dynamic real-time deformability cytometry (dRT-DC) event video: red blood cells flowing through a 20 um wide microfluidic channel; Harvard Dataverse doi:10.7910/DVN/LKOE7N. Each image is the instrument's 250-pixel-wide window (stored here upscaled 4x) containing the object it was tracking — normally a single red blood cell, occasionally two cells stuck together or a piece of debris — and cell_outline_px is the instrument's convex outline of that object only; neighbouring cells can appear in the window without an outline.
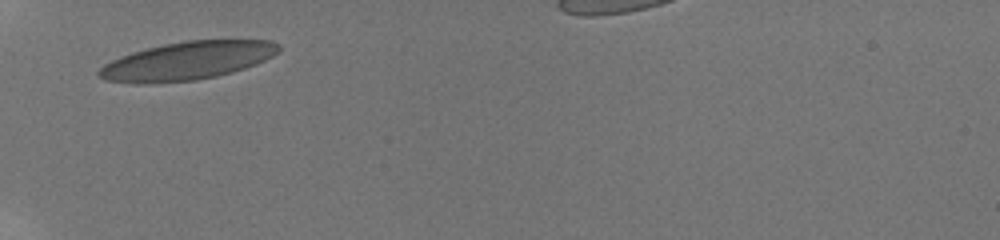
{"species": "human", "species_latin": "Homo sapiens", "temperature_condition": "room temperature", "stored_images_in_passage": 29, "camera_frame_rate_fps": 3000, "um_per_image_px": 0.085, "donor": {"sex": "male"}, "frame": {"image": 1, "passage_image": 1, "time_ms": 0.0, "image_size_px": [1000, 240], "cell_outline_px": [[280, 52], [256, 64], [232, 72], [216, 76], [196, 80], [152, 84], [136, 84], [104, 80], [96, 76], [96, 72], [104, 64], [120, 56], [132, 52], [164, 44], [188, 40], [272, 40], [280, 44]], "centroid_in_image_um": [15.89, 5.18], "position_along_channel_um": 69.1, "area_um2": 40.29}}
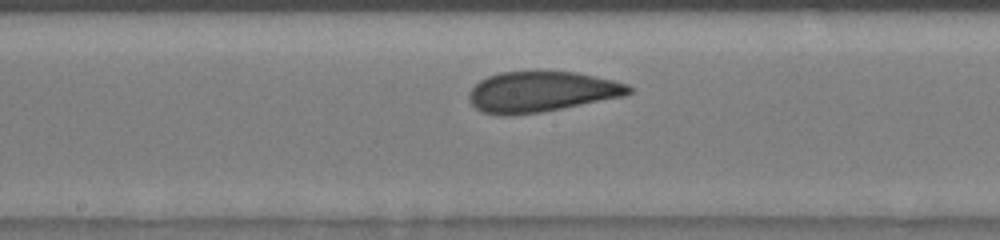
{"frame": {"image": 2, "passage_image": 12, "time_ms": 3.667, "image_size_px": [1000, 240], "cell_outline_px": [[632, 92], [624, 96], [540, 112], [508, 116], [500, 116], [480, 112], [468, 100], [468, 92], [480, 80], [488, 76], [500, 72], [576, 72], [612, 80], [628, 84], [632, 88]], "centroid_in_image_um": [45.97, 7.81], "position_along_channel_um": 202.2, "area_um2": 37.63}}
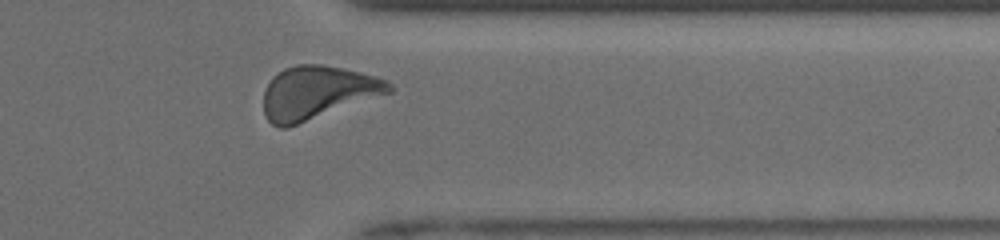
{"frame": {"image": 3, "passage_image": 26, "time_ms": 8.333, "image_size_px": [1000, 240], "cell_outline_px": [[392, 92], [288, 128], [280, 128], [272, 124], [268, 120], [264, 112], [264, 92], [272, 76], [284, 68], [296, 64], [320, 64], [360, 72], [388, 80], [392, 84]], "centroid_in_image_um": [26.97, 7.88], "position_along_channel_um": 384.4, "area_um2": 38.9}, "authors_computed_cell_mechanics": {"area_um2": 37.1076, "velocity_mm_per_s": 3.9166, "shape_relaxation_time_tau1_ms": 3.8131, "shape_relaxation_time_tau2_ms": 0.787, "deformation_change_tau1": 0.124, "deformation_change_tau2": 0.0621}}